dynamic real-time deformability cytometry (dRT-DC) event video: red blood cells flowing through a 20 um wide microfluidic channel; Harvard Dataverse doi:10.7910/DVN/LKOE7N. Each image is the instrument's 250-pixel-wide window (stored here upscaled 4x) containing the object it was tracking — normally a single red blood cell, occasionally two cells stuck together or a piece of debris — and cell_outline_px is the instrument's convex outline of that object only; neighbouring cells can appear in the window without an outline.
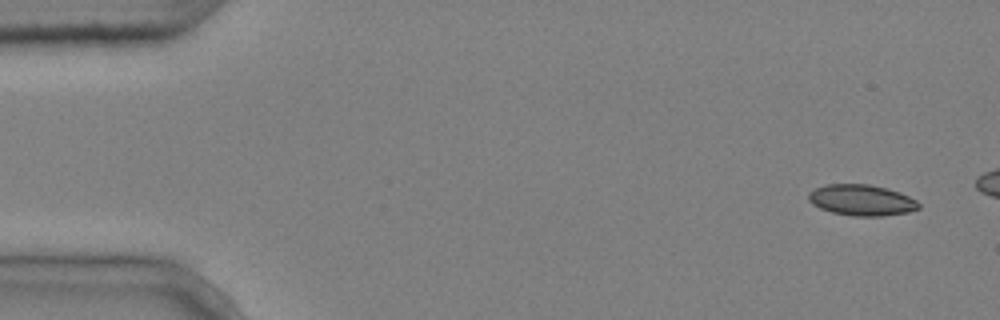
{"species": "common noctule bat (a hibernating species)", "species_latin": "Nyctalus noctula", "temperature_condition": "cold", "stored_images_in_passage": 4, "camera_frame_rate_fps": 3000, "um_per_image_px": 0.085, "animal": {"sex": "male", "body_mass_g": 20.4}, "frame": {"image": 1, "passage_image": 1, "time_ms": 0.0, "image_size_px": [1000, 320], "cell_outline_px": [[920, 208], [908, 212], [884, 216], [852, 216], [832, 212], [820, 208], [812, 204], [808, 200], [808, 192], [816, 188], [828, 184], [868, 184], [900, 192], [916, 200], [920, 204]], "centroid_in_image_um": [73.23, 17.02], "position_along_channel_um": 11.8, "area_um2": 19.88}}